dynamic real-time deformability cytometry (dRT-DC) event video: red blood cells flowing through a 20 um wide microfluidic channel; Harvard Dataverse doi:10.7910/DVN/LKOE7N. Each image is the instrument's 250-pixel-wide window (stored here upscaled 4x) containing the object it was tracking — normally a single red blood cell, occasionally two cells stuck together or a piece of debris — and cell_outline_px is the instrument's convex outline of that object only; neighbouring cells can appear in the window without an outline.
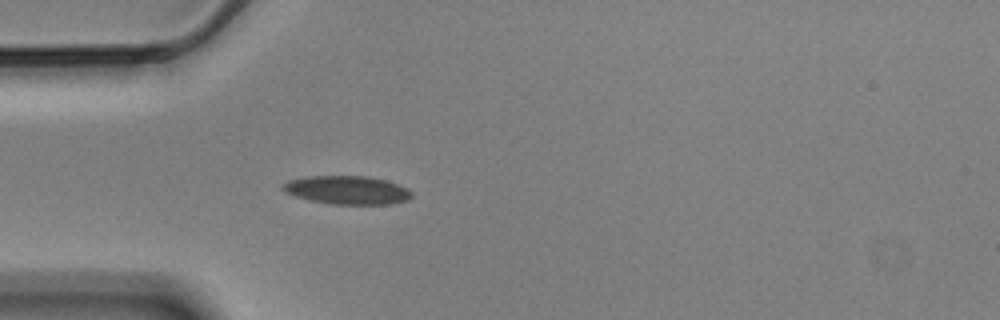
{"species": "Egyptian fruit bat (a non-hibernating species)", "species_latin": "Rousettus aegyptiacus", "temperature_condition": "cold", "stored_images_in_passage": 42, "camera_frame_rate_fps": 3000, "um_per_image_px": 0.085, "animal": {"sex": "male"}, "frame": {"image": 1, "passage_image": 1, "time_ms": 0.0, "image_size_px": [1000, 320], "cell_outline_px": [[412, 196], [408, 200], [388, 204], [332, 204], [308, 200], [284, 192], [280, 188], [288, 180], [312, 176], [368, 176], [384, 180], [408, 188], [412, 192]], "centroid_in_image_um": [29.5, 16.16], "position_along_channel_um": 55.5, "area_um2": 21.27}}
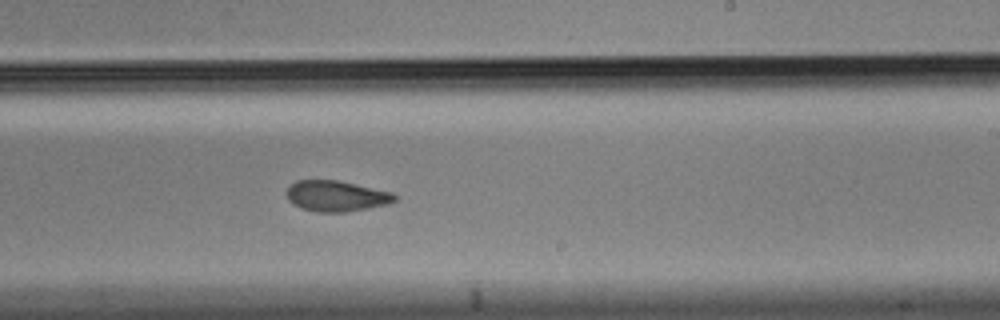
{"frame": {"image": 2, "passage_image": 19, "time_ms": 6.0, "image_size_px": [1000, 320], "cell_outline_px": [[396, 200], [388, 204], [344, 212], [316, 212], [292, 204], [288, 200], [288, 188], [296, 180], [336, 180], [392, 192], [396, 196]], "centroid_in_image_um": [28.58, 16.66], "position_along_channel_um": 260.4, "area_um2": 19.07}}
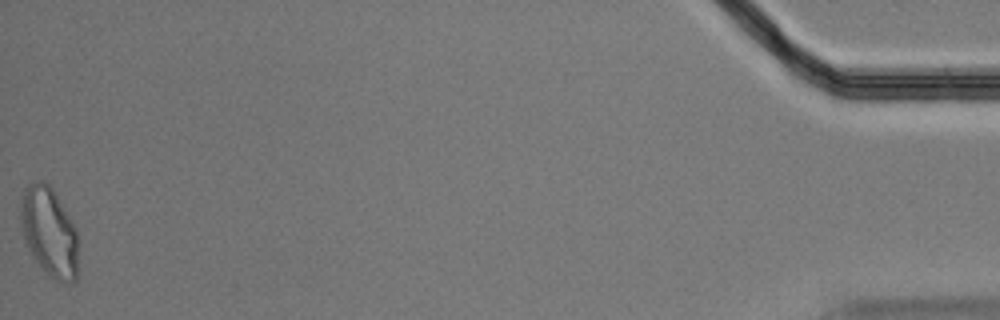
{"frame": {"image": 3, "passage_image": 42, "time_ms": 13.667, "image_size_px": [1000, 320], "cell_outline_px": [[80, 240], [76, 280], [68, 284], [56, 280], [48, 276], [36, 260], [28, 248], [24, 240], [20, 220], [20, 196], [24, 188], [28, 184], [36, 180], [44, 180], [52, 188], [76, 228]], "centroid_in_image_um": [4.2, 19.71], "position_along_channel_um": 431.0, "area_um2": 30.63}, "authors_computed_cell_mechanics": {"area_um2": 20.5479, "velocity_mm_per_s": 3.5006, "shape_relaxation_time_tau1_ms": 8.7558, "shape_relaxation_time_tau2_ms": 4.0014, "deformation_change_tau1": 0.1559, "deformation_change_tau2": 0.097}}